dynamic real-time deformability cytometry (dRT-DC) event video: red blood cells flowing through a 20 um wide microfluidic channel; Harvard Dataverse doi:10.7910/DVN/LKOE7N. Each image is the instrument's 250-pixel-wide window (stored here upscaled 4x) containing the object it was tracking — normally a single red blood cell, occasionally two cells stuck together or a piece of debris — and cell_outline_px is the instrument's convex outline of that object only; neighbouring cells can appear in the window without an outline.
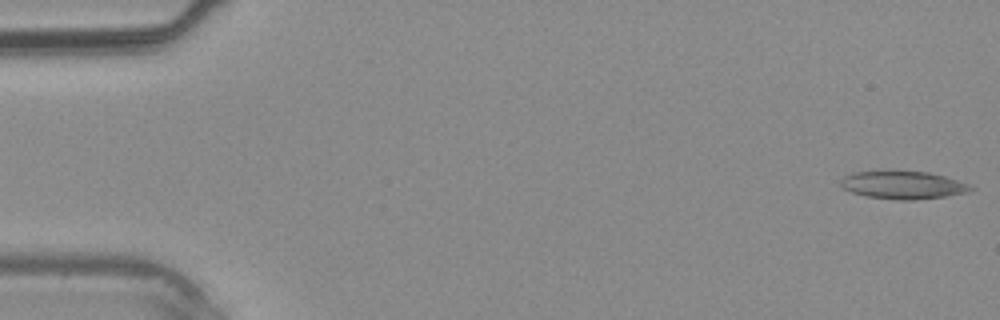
{"species": "common noctule bat (a hibernating species)", "species_latin": "Nyctalus noctula", "temperature_condition": "warm", "stored_images_in_passage": 38, "camera_frame_rate_fps": 3000, "um_per_image_px": 0.085, "animal": {"sex": "male", "body_mass_g": 20.4}, "frame": {"image": 1, "passage_image": 1, "time_ms": 0.0, "image_size_px": [1000, 320], "cell_outline_px": [[976, 188], [964, 192], [944, 196], [912, 200], [900, 200], [864, 196], [852, 192], [844, 188], [840, 184], [840, 180], [844, 176], [852, 172], [928, 172], [944, 176], [968, 184]], "centroid_in_image_um": [76.72, 15.74], "position_along_channel_um": 8.3, "area_um2": 20.58}}
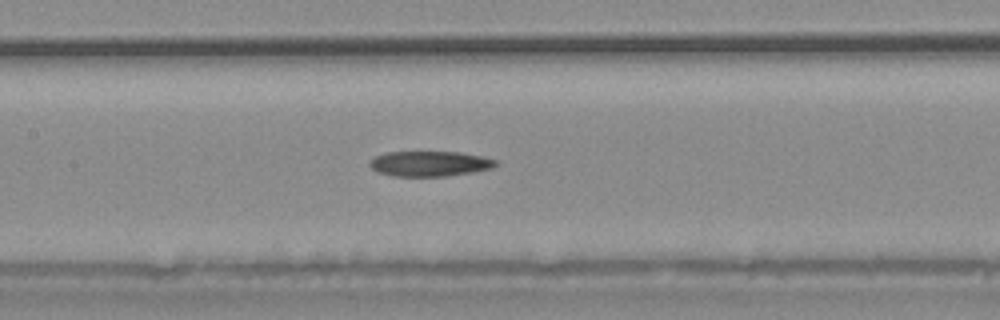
{"frame": {"image": 2, "passage_image": 18, "time_ms": 5.667, "image_size_px": [1000, 320], "cell_outline_px": [[500, 160], [492, 168], [472, 172], [444, 176], [392, 176], [380, 172], [372, 168], [368, 164], [376, 156], [388, 152], [460, 152], [484, 156]], "centroid_in_image_um": [36.58, 13.9], "position_along_channel_um": 170.8, "area_um2": 18.44}}
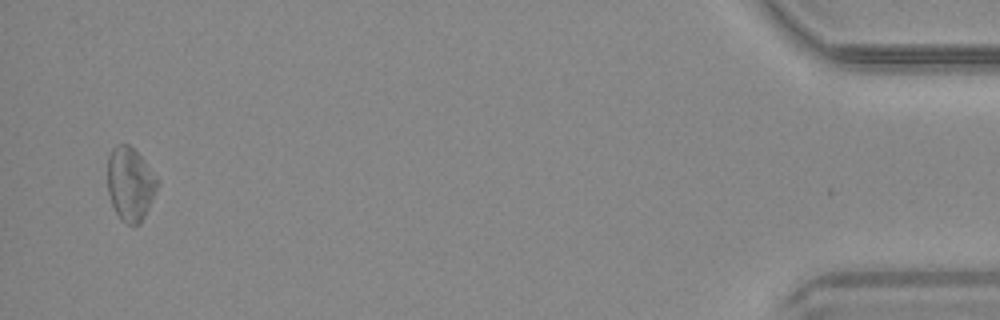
{"frame": {"image": 3, "passage_image": 37, "time_ms": 12.0, "image_size_px": [1000, 320], "cell_outline_px": [[160, 184], [140, 224], [128, 224], [120, 220], [112, 204], [108, 192], [108, 156], [112, 148], [116, 144], [128, 144], [144, 160], [160, 180]], "centroid_in_image_um": [11.08, 15.63], "position_along_channel_um": 424.1, "area_um2": 21.39}}